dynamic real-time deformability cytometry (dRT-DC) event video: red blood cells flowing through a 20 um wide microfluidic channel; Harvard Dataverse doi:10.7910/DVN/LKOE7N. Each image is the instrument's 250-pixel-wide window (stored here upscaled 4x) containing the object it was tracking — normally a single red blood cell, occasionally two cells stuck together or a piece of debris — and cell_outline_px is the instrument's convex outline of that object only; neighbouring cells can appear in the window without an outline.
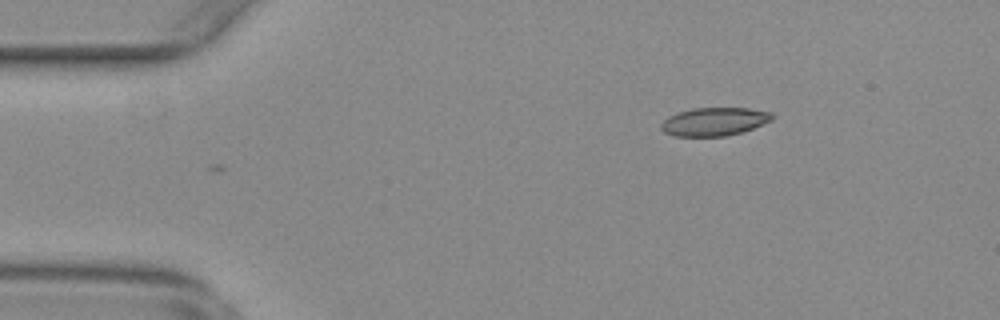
{"species": "common noctule bat (a hibernating species)", "species_latin": "Nyctalus noctula", "temperature_condition": "warm", "stored_images_in_passage": 48, "camera_frame_rate_fps": 3000, "um_per_image_px": 0.085, "animal": {"sex": "female", "body_mass_g": 29.2, "forearm_length_mm": 56.3}, "frame": {"image": 1, "passage_image": 2, "time_ms": 0.333, "image_size_px": [1000, 320], "cell_outline_px": [[772, 120], [752, 128], [740, 132], [724, 136], [672, 136], [664, 132], [660, 128], [660, 124], [668, 116], [692, 108], [748, 108], [772, 112]], "centroid_in_image_um": [60.68, 10.33], "position_along_channel_um": 24.3, "area_um2": 18.15}}
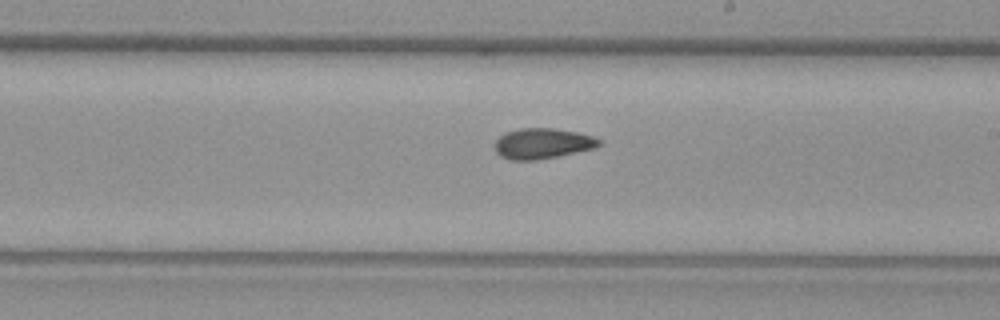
{"frame": {"image": 2, "passage_image": 25, "time_ms": 8.0, "image_size_px": [1000, 320], "cell_outline_px": [[600, 144], [596, 148], [536, 160], [512, 160], [500, 156], [496, 152], [496, 140], [504, 132], [520, 128], [552, 128], [576, 132], [592, 136], [600, 140]], "centroid_in_image_um": [46.09, 12.19], "position_along_channel_um": 242.9, "area_um2": 18.38}}
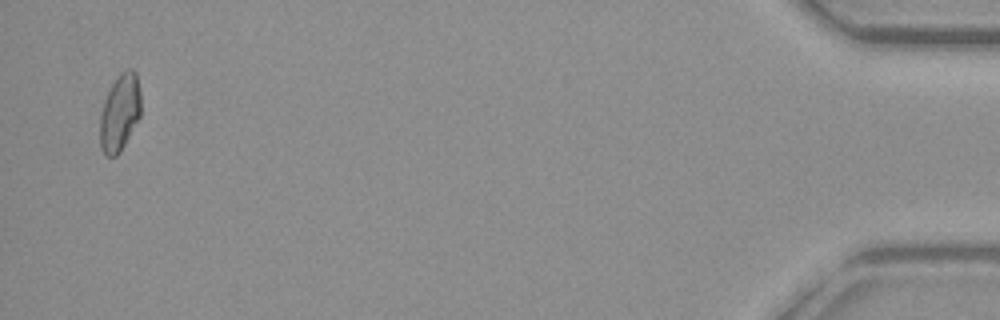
{"frame": {"image": 3, "passage_image": 47, "time_ms": 15.333, "image_size_px": [1000, 320], "cell_outline_px": [[140, 116], [120, 152], [116, 156], [108, 156], [100, 148], [100, 116], [104, 100], [112, 84], [120, 72], [128, 68], [132, 68], [136, 72], [140, 92]], "centroid_in_image_um": [10.18, 9.55], "position_along_channel_um": 425.0, "area_um2": 18.26}, "authors_computed_cell_mechanics": {"area_um2": 18.3226, "velocity_mm_per_s": 3.7713, "shape_relaxation_time_tau1_ms": null, "shape_relaxation_time_tau2_ms": 1.7793, "deformation_change_tau1": null, "deformation_change_tau2": 0.0628}}